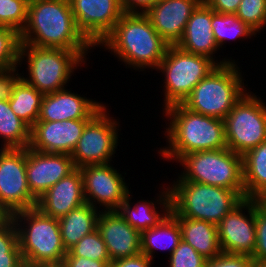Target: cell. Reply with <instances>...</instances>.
<instances>
[{
    "instance_id": "cell-1",
    "label": "cell",
    "mask_w": 266,
    "mask_h": 267,
    "mask_svg": "<svg viewBox=\"0 0 266 267\" xmlns=\"http://www.w3.org/2000/svg\"><path fill=\"white\" fill-rule=\"evenodd\" d=\"M162 116L166 119L161 131L166 145L156 152L164 162L177 163L188 153L227 148L224 120L193 112L182 104L165 108Z\"/></svg>"
},
{
    "instance_id": "cell-2",
    "label": "cell",
    "mask_w": 266,
    "mask_h": 267,
    "mask_svg": "<svg viewBox=\"0 0 266 267\" xmlns=\"http://www.w3.org/2000/svg\"><path fill=\"white\" fill-rule=\"evenodd\" d=\"M21 44L77 51L86 61L96 48L79 30L69 0H36L28 4Z\"/></svg>"
},
{
    "instance_id": "cell-3",
    "label": "cell",
    "mask_w": 266,
    "mask_h": 267,
    "mask_svg": "<svg viewBox=\"0 0 266 267\" xmlns=\"http://www.w3.org/2000/svg\"><path fill=\"white\" fill-rule=\"evenodd\" d=\"M168 46L145 13H124L98 47L112 54L126 69L149 72L158 68Z\"/></svg>"
},
{
    "instance_id": "cell-4",
    "label": "cell",
    "mask_w": 266,
    "mask_h": 267,
    "mask_svg": "<svg viewBox=\"0 0 266 267\" xmlns=\"http://www.w3.org/2000/svg\"><path fill=\"white\" fill-rule=\"evenodd\" d=\"M171 197V214L203 220L218 225L244 199L234 190L203 183L184 181L178 174L167 182Z\"/></svg>"
},
{
    "instance_id": "cell-5",
    "label": "cell",
    "mask_w": 266,
    "mask_h": 267,
    "mask_svg": "<svg viewBox=\"0 0 266 267\" xmlns=\"http://www.w3.org/2000/svg\"><path fill=\"white\" fill-rule=\"evenodd\" d=\"M89 63L77 51L20 46L19 67H26V72L21 71L22 78L43 94L68 88L74 72L84 65L87 68Z\"/></svg>"
},
{
    "instance_id": "cell-6",
    "label": "cell",
    "mask_w": 266,
    "mask_h": 267,
    "mask_svg": "<svg viewBox=\"0 0 266 267\" xmlns=\"http://www.w3.org/2000/svg\"><path fill=\"white\" fill-rule=\"evenodd\" d=\"M240 67L239 62L218 65L193 88L182 105L193 112L223 120L250 89Z\"/></svg>"
},
{
    "instance_id": "cell-7",
    "label": "cell",
    "mask_w": 266,
    "mask_h": 267,
    "mask_svg": "<svg viewBox=\"0 0 266 267\" xmlns=\"http://www.w3.org/2000/svg\"><path fill=\"white\" fill-rule=\"evenodd\" d=\"M24 264L62 263L68 252L62 242L59 221L37 207L12 214Z\"/></svg>"
},
{
    "instance_id": "cell-8",
    "label": "cell",
    "mask_w": 266,
    "mask_h": 267,
    "mask_svg": "<svg viewBox=\"0 0 266 267\" xmlns=\"http://www.w3.org/2000/svg\"><path fill=\"white\" fill-rule=\"evenodd\" d=\"M176 164L184 181L208 184L236 191L245 199L243 157L228 148L192 152Z\"/></svg>"
},
{
    "instance_id": "cell-9",
    "label": "cell",
    "mask_w": 266,
    "mask_h": 267,
    "mask_svg": "<svg viewBox=\"0 0 266 267\" xmlns=\"http://www.w3.org/2000/svg\"><path fill=\"white\" fill-rule=\"evenodd\" d=\"M218 64L211 58L196 55L180 49L177 45H169L164 58L155 70L161 73L163 83L162 110L182 104L193 88L204 79ZM163 93V94H162Z\"/></svg>"
},
{
    "instance_id": "cell-10",
    "label": "cell",
    "mask_w": 266,
    "mask_h": 267,
    "mask_svg": "<svg viewBox=\"0 0 266 267\" xmlns=\"http://www.w3.org/2000/svg\"><path fill=\"white\" fill-rule=\"evenodd\" d=\"M248 90L223 119L227 148L244 155L266 141V102Z\"/></svg>"
},
{
    "instance_id": "cell-11",
    "label": "cell",
    "mask_w": 266,
    "mask_h": 267,
    "mask_svg": "<svg viewBox=\"0 0 266 267\" xmlns=\"http://www.w3.org/2000/svg\"><path fill=\"white\" fill-rule=\"evenodd\" d=\"M105 105L85 126L71 153L76 168L90 164H106L114 160L120 145V118L115 119ZM109 110V111H108ZM120 132V133H119Z\"/></svg>"
},
{
    "instance_id": "cell-12",
    "label": "cell",
    "mask_w": 266,
    "mask_h": 267,
    "mask_svg": "<svg viewBox=\"0 0 266 267\" xmlns=\"http://www.w3.org/2000/svg\"><path fill=\"white\" fill-rule=\"evenodd\" d=\"M26 175V148H0V215L35 208Z\"/></svg>"
},
{
    "instance_id": "cell-13",
    "label": "cell",
    "mask_w": 266,
    "mask_h": 267,
    "mask_svg": "<svg viewBox=\"0 0 266 267\" xmlns=\"http://www.w3.org/2000/svg\"><path fill=\"white\" fill-rule=\"evenodd\" d=\"M118 169V170H117ZM86 203L100 211L118 210L131 187L112 162L80 167Z\"/></svg>"
},
{
    "instance_id": "cell-14",
    "label": "cell",
    "mask_w": 266,
    "mask_h": 267,
    "mask_svg": "<svg viewBox=\"0 0 266 267\" xmlns=\"http://www.w3.org/2000/svg\"><path fill=\"white\" fill-rule=\"evenodd\" d=\"M217 227L223 253L252 257L256 247L255 199H244Z\"/></svg>"
},
{
    "instance_id": "cell-15",
    "label": "cell",
    "mask_w": 266,
    "mask_h": 267,
    "mask_svg": "<svg viewBox=\"0 0 266 267\" xmlns=\"http://www.w3.org/2000/svg\"><path fill=\"white\" fill-rule=\"evenodd\" d=\"M81 33L96 48L124 14L120 0H69Z\"/></svg>"
},
{
    "instance_id": "cell-16",
    "label": "cell",
    "mask_w": 266,
    "mask_h": 267,
    "mask_svg": "<svg viewBox=\"0 0 266 267\" xmlns=\"http://www.w3.org/2000/svg\"><path fill=\"white\" fill-rule=\"evenodd\" d=\"M75 169L71 155L44 153L26 148L27 182L36 200Z\"/></svg>"
},
{
    "instance_id": "cell-17",
    "label": "cell",
    "mask_w": 266,
    "mask_h": 267,
    "mask_svg": "<svg viewBox=\"0 0 266 267\" xmlns=\"http://www.w3.org/2000/svg\"><path fill=\"white\" fill-rule=\"evenodd\" d=\"M90 120L37 121L31 128L29 148L44 153L71 155Z\"/></svg>"
},
{
    "instance_id": "cell-18",
    "label": "cell",
    "mask_w": 266,
    "mask_h": 267,
    "mask_svg": "<svg viewBox=\"0 0 266 267\" xmlns=\"http://www.w3.org/2000/svg\"><path fill=\"white\" fill-rule=\"evenodd\" d=\"M211 21L212 9L202 1L190 16L181 40L176 45L186 52L209 57L218 65L239 62V59L228 57V54L222 58L221 55L217 56L220 49L214 40Z\"/></svg>"
},
{
    "instance_id": "cell-19",
    "label": "cell",
    "mask_w": 266,
    "mask_h": 267,
    "mask_svg": "<svg viewBox=\"0 0 266 267\" xmlns=\"http://www.w3.org/2000/svg\"><path fill=\"white\" fill-rule=\"evenodd\" d=\"M70 88L44 94L38 121L92 119L107 103L87 98Z\"/></svg>"
},
{
    "instance_id": "cell-20",
    "label": "cell",
    "mask_w": 266,
    "mask_h": 267,
    "mask_svg": "<svg viewBox=\"0 0 266 267\" xmlns=\"http://www.w3.org/2000/svg\"><path fill=\"white\" fill-rule=\"evenodd\" d=\"M97 230L106 245L111 262L141 253V233L118 210L100 211Z\"/></svg>"
},
{
    "instance_id": "cell-21",
    "label": "cell",
    "mask_w": 266,
    "mask_h": 267,
    "mask_svg": "<svg viewBox=\"0 0 266 267\" xmlns=\"http://www.w3.org/2000/svg\"><path fill=\"white\" fill-rule=\"evenodd\" d=\"M202 0H161L145 14L154 29L169 44L176 45L193 11Z\"/></svg>"
},
{
    "instance_id": "cell-22",
    "label": "cell",
    "mask_w": 266,
    "mask_h": 267,
    "mask_svg": "<svg viewBox=\"0 0 266 267\" xmlns=\"http://www.w3.org/2000/svg\"><path fill=\"white\" fill-rule=\"evenodd\" d=\"M83 176L76 168L50 187L38 200L37 208L45 215L59 219L85 204Z\"/></svg>"
},
{
    "instance_id": "cell-23",
    "label": "cell",
    "mask_w": 266,
    "mask_h": 267,
    "mask_svg": "<svg viewBox=\"0 0 266 267\" xmlns=\"http://www.w3.org/2000/svg\"><path fill=\"white\" fill-rule=\"evenodd\" d=\"M152 200L133 199L131 191L127 194L126 199L121 203L118 209L124 219L140 233L144 230L157 226L171 212V197L168 185L159 186ZM161 190V191H160ZM160 210V211H159Z\"/></svg>"
},
{
    "instance_id": "cell-24",
    "label": "cell",
    "mask_w": 266,
    "mask_h": 267,
    "mask_svg": "<svg viewBox=\"0 0 266 267\" xmlns=\"http://www.w3.org/2000/svg\"><path fill=\"white\" fill-rule=\"evenodd\" d=\"M140 240L141 253L152 261L159 255L158 251L167 252L165 257H168L182 240L181 227L178 220L169 213L157 226L141 232Z\"/></svg>"
},
{
    "instance_id": "cell-25",
    "label": "cell",
    "mask_w": 266,
    "mask_h": 267,
    "mask_svg": "<svg viewBox=\"0 0 266 267\" xmlns=\"http://www.w3.org/2000/svg\"><path fill=\"white\" fill-rule=\"evenodd\" d=\"M182 231V240L192 246L205 259H212L222 251L217 225L203 220L175 217Z\"/></svg>"
},
{
    "instance_id": "cell-26",
    "label": "cell",
    "mask_w": 266,
    "mask_h": 267,
    "mask_svg": "<svg viewBox=\"0 0 266 267\" xmlns=\"http://www.w3.org/2000/svg\"><path fill=\"white\" fill-rule=\"evenodd\" d=\"M99 213V209L85 203L58 219L62 242L67 251L97 229Z\"/></svg>"
},
{
    "instance_id": "cell-27",
    "label": "cell",
    "mask_w": 266,
    "mask_h": 267,
    "mask_svg": "<svg viewBox=\"0 0 266 267\" xmlns=\"http://www.w3.org/2000/svg\"><path fill=\"white\" fill-rule=\"evenodd\" d=\"M242 157L245 199H255L266 189V141Z\"/></svg>"
},
{
    "instance_id": "cell-28",
    "label": "cell",
    "mask_w": 266,
    "mask_h": 267,
    "mask_svg": "<svg viewBox=\"0 0 266 267\" xmlns=\"http://www.w3.org/2000/svg\"><path fill=\"white\" fill-rule=\"evenodd\" d=\"M0 141L2 149L27 148L31 141V128L12 111L9 101H0Z\"/></svg>"
},
{
    "instance_id": "cell-29",
    "label": "cell",
    "mask_w": 266,
    "mask_h": 267,
    "mask_svg": "<svg viewBox=\"0 0 266 267\" xmlns=\"http://www.w3.org/2000/svg\"><path fill=\"white\" fill-rule=\"evenodd\" d=\"M44 94L21 78L13 91L9 104L12 111L30 128L38 121Z\"/></svg>"
},
{
    "instance_id": "cell-30",
    "label": "cell",
    "mask_w": 266,
    "mask_h": 267,
    "mask_svg": "<svg viewBox=\"0 0 266 267\" xmlns=\"http://www.w3.org/2000/svg\"><path fill=\"white\" fill-rule=\"evenodd\" d=\"M211 26L214 33V40L219 49L221 48V51L225 50L223 48H226V43L228 45L231 43L229 41L235 42L242 39V42L257 37V33L235 14L217 13L212 9Z\"/></svg>"
},
{
    "instance_id": "cell-31",
    "label": "cell",
    "mask_w": 266,
    "mask_h": 267,
    "mask_svg": "<svg viewBox=\"0 0 266 267\" xmlns=\"http://www.w3.org/2000/svg\"><path fill=\"white\" fill-rule=\"evenodd\" d=\"M65 256L105 261L108 265L111 263L106 245L97 229L81 238L78 243L68 250Z\"/></svg>"
},
{
    "instance_id": "cell-32",
    "label": "cell",
    "mask_w": 266,
    "mask_h": 267,
    "mask_svg": "<svg viewBox=\"0 0 266 267\" xmlns=\"http://www.w3.org/2000/svg\"><path fill=\"white\" fill-rule=\"evenodd\" d=\"M20 33L10 27L0 26V69L19 65Z\"/></svg>"
},
{
    "instance_id": "cell-33",
    "label": "cell",
    "mask_w": 266,
    "mask_h": 267,
    "mask_svg": "<svg viewBox=\"0 0 266 267\" xmlns=\"http://www.w3.org/2000/svg\"><path fill=\"white\" fill-rule=\"evenodd\" d=\"M235 15L260 35L266 29V0H241Z\"/></svg>"
},
{
    "instance_id": "cell-34",
    "label": "cell",
    "mask_w": 266,
    "mask_h": 267,
    "mask_svg": "<svg viewBox=\"0 0 266 267\" xmlns=\"http://www.w3.org/2000/svg\"><path fill=\"white\" fill-rule=\"evenodd\" d=\"M28 4L24 0H0V26L22 32L27 22Z\"/></svg>"
},
{
    "instance_id": "cell-35",
    "label": "cell",
    "mask_w": 266,
    "mask_h": 267,
    "mask_svg": "<svg viewBox=\"0 0 266 267\" xmlns=\"http://www.w3.org/2000/svg\"><path fill=\"white\" fill-rule=\"evenodd\" d=\"M167 259L168 267H204L207 260L184 240L179 242Z\"/></svg>"
},
{
    "instance_id": "cell-36",
    "label": "cell",
    "mask_w": 266,
    "mask_h": 267,
    "mask_svg": "<svg viewBox=\"0 0 266 267\" xmlns=\"http://www.w3.org/2000/svg\"><path fill=\"white\" fill-rule=\"evenodd\" d=\"M21 254L18 244V232L11 217L0 218V256Z\"/></svg>"
},
{
    "instance_id": "cell-37",
    "label": "cell",
    "mask_w": 266,
    "mask_h": 267,
    "mask_svg": "<svg viewBox=\"0 0 266 267\" xmlns=\"http://www.w3.org/2000/svg\"><path fill=\"white\" fill-rule=\"evenodd\" d=\"M256 247L251 257L253 260L266 261V209L255 200Z\"/></svg>"
},
{
    "instance_id": "cell-38",
    "label": "cell",
    "mask_w": 266,
    "mask_h": 267,
    "mask_svg": "<svg viewBox=\"0 0 266 267\" xmlns=\"http://www.w3.org/2000/svg\"><path fill=\"white\" fill-rule=\"evenodd\" d=\"M19 65L0 69V101H9L17 82L22 78Z\"/></svg>"
},
{
    "instance_id": "cell-39",
    "label": "cell",
    "mask_w": 266,
    "mask_h": 267,
    "mask_svg": "<svg viewBox=\"0 0 266 267\" xmlns=\"http://www.w3.org/2000/svg\"><path fill=\"white\" fill-rule=\"evenodd\" d=\"M252 263L250 256L221 252L215 258L206 260L204 267H252Z\"/></svg>"
},
{
    "instance_id": "cell-40",
    "label": "cell",
    "mask_w": 266,
    "mask_h": 267,
    "mask_svg": "<svg viewBox=\"0 0 266 267\" xmlns=\"http://www.w3.org/2000/svg\"><path fill=\"white\" fill-rule=\"evenodd\" d=\"M155 261H152L146 255L140 253L136 256L126 257L112 261L109 267H152Z\"/></svg>"
},
{
    "instance_id": "cell-41",
    "label": "cell",
    "mask_w": 266,
    "mask_h": 267,
    "mask_svg": "<svg viewBox=\"0 0 266 267\" xmlns=\"http://www.w3.org/2000/svg\"><path fill=\"white\" fill-rule=\"evenodd\" d=\"M161 0H120L124 13H146Z\"/></svg>"
},
{
    "instance_id": "cell-42",
    "label": "cell",
    "mask_w": 266,
    "mask_h": 267,
    "mask_svg": "<svg viewBox=\"0 0 266 267\" xmlns=\"http://www.w3.org/2000/svg\"><path fill=\"white\" fill-rule=\"evenodd\" d=\"M217 13L235 14L241 0H202Z\"/></svg>"
},
{
    "instance_id": "cell-43",
    "label": "cell",
    "mask_w": 266,
    "mask_h": 267,
    "mask_svg": "<svg viewBox=\"0 0 266 267\" xmlns=\"http://www.w3.org/2000/svg\"><path fill=\"white\" fill-rule=\"evenodd\" d=\"M62 263L65 267H109L105 261L77 256H65Z\"/></svg>"
},
{
    "instance_id": "cell-44",
    "label": "cell",
    "mask_w": 266,
    "mask_h": 267,
    "mask_svg": "<svg viewBox=\"0 0 266 267\" xmlns=\"http://www.w3.org/2000/svg\"><path fill=\"white\" fill-rule=\"evenodd\" d=\"M0 267H24L21 254H5V256H0Z\"/></svg>"
},
{
    "instance_id": "cell-45",
    "label": "cell",
    "mask_w": 266,
    "mask_h": 267,
    "mask_svg": "<svg viewBox=\"0 0 266 267\" xmlns=\"http://www.w3.org/2000/svg\"><path fill=\"white\" fill-rule=\"evenodd\" d=\"M256 202L262 206L263 208L266 209V189L260 193L256 198H255Z\"/></svg>"
},
{
    "instance_id": "cell-46",
    "label": "cell",
    "mask_w": 266,
    "mask_h": 267,
    "mask_svg": "<svg viewBox=\"0 0 266 267\" xmlns=\"http://www.w3.org/2000/svg\"><path fill=\"white\" fill-rule=\"evenodd\" d=\"M24 267H65L63 263H47V264H34L28 265L24 264Z\"/></svg>"
},
{
    "instance_id": "cell-47",
    "label": "cell",
    "mask_w": 266,
    "mask_h": 267,
    "mask_svg": "<svg viewBox=\"0 0 266 267\" xmlns=\"http://www.w3.org/2000/svg\"><path fill=\"white\" fill-rule=\"evenodd\" d=\"M252 267H266L265 260H253Z\"/></svg>"
},
{
    "instance_id": "cell-48",
    "label": "cell",
    "mask_w": 266,
    "mask_h": 267,
    "mask_svg": "<svg viewBox=\"0 0 266 267\" xmlns=\"http://www.w3.org/2000/svg\"><path fill=\"white\" fill-rule=\"evenodd\" d=\"M27 4H30V3H33L35 2L36 0H24Z\"/></svg>"
}]
</instances>
